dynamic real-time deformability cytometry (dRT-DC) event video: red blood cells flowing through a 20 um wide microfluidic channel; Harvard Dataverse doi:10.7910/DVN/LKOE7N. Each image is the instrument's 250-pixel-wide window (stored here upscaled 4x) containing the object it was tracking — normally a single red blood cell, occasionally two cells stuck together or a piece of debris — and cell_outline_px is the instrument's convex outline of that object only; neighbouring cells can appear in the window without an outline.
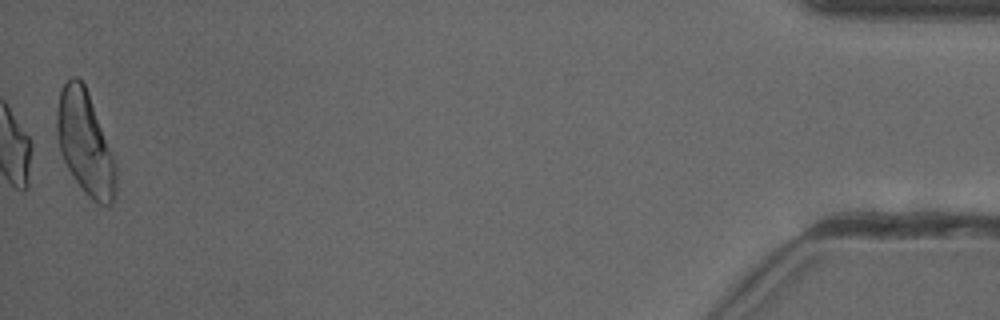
{"species": "common noctule bat (a hibernating species)", "species_latin": "Nyctalus noctula", "temperature_condition": "cold", "stored_images_in_passage": 52, "camera_frame_rate_fps": 3000, "um_per_image_px": 0.085, "animal": {"sex": "female"}, "frame": {"image": 1, "passage_image": 52, "time_ms": 17.0, "image_size_px": [1000, 320], "cell_outline_px": [[116, 184], [112, 204], [96, 204], [84, 192], [68, 168], [60, 152], [56, 136], [56, 108], [60, 88], [72, 76], [76, 76], [84, 84], [88, 92], [116, 164]], "centroid_in_image_um": [7.2, 12.14], "position_along_channel_um": 428.0, "area_um2": 35.37}, "authors_computed_cell_mechanics": {"area_um2": 21.0392, "velocity_mm_per_s": 3.9341, "shape_relaxation_time_tau1_ms": 7.3476, "shape_relaxation_time_tau2_ms": 3.176, "deformation_change_tau1": 0.1994, "deformation_change_tau2": 0.1181}}